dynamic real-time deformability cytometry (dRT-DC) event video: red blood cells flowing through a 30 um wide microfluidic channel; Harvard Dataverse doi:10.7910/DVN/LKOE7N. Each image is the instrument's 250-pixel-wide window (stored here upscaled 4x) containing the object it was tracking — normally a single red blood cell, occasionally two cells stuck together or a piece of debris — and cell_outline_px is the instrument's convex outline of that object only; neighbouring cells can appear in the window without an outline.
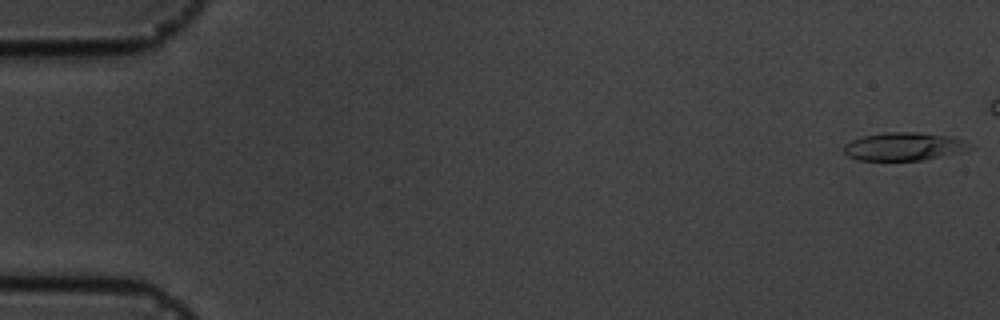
{"species": "common noctule bat (a hibernating species)", "species_latin": "Nyctalus noctula", "temperature_condition": "cold", "stored_images_in_passage": 49, "camera_frame_rate_fps": 3000, "um_per_image_px": 0.085, "animal": {"sex": "male", "body_mass_g": 19.5, "forearm_length_mm": 54.6}, "frame": {"image": 1, "passage_image": 1, "time_ms": 0.0, "image_size_px": [1000, 320], "cell_outline_px": [[972, 148], [960, 152], [920, 160], [856, 160], [848, 156], [844, 152], [844, 144], [852, 140], [864, 136], [884, 132], [916, 132], [952, 136], [972, 144]], "centroid_in_image_um": [76.82, 12.44], "position_along_channel_um": 8.2, "area_um2": 20.52}}
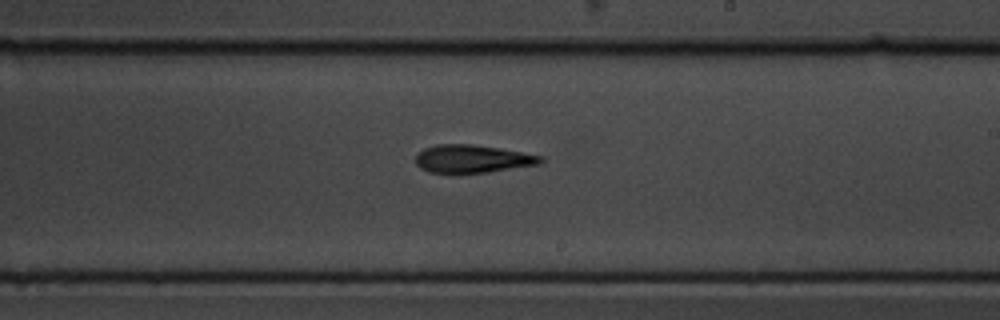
{"frame": {"image": 2, "passage_image": 33, "time_ms": 10.667, "image_size_px": [1000, 320], "cell_outline_px": [[544, 160], [540, 164], [488, 172], [428, 172], [420, 168], [416, 164], [416, 156], [424, 148], [436, 144], [472, 144], [544, 156]], "centroid_in_image_um": [40.15, 13.49], "position_along_channel_um": 248.8, "area_um2": 20.06}}
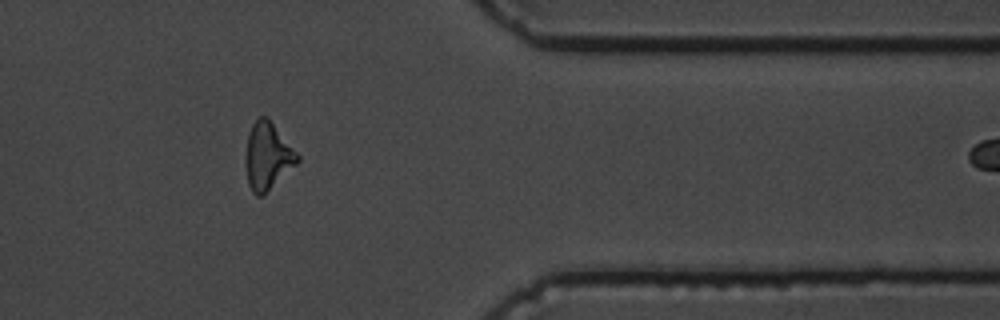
{"frame": {"image": 3, "passage_image": 46, "time_ms": 15.0, "image_size_px": [1000, 320], "cell_outline_px": [[300, 160], [264, 196], [256, 196], [252, 192], [248, 184], [244, 160], [244, 156], [248, 132], [252, 124], [260, 116], [268, 116], [300, 156]], "centroid_in_image_um": [22.72, 13.28], "position_along_channel_um": 388.7, "area_um2": 20.69}}